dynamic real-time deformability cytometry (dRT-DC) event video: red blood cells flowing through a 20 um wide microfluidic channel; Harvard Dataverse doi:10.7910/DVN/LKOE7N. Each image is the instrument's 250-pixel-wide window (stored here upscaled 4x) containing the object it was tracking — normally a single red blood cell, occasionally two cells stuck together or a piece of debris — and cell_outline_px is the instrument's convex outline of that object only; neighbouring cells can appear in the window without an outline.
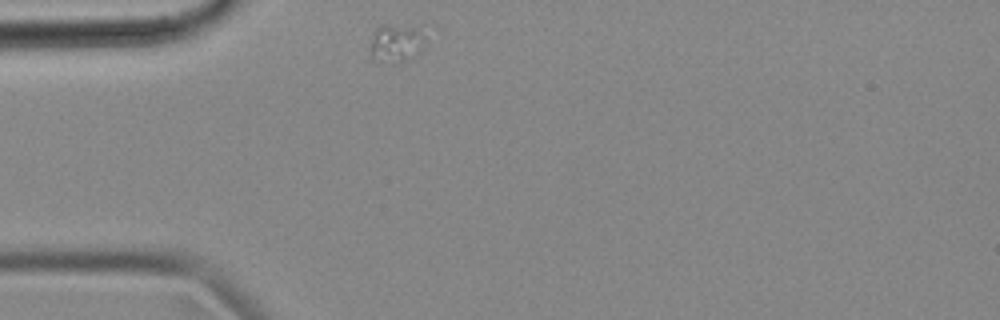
{"species": "common noctule bat (a hibernating species)", "species_latin": "Nyctalus noctula", "temperature_condition": "cold", "stored_images_in_passage": 4, "camera_frame_rate_fps": 3000, "um_per_image_px": 0.085, "animal": {"sex": "female", "body_mass_g": 18.4}, "frame": {"image": 1, "passage_image": 1, "time_ms": 0.0, "image_size_px": [1000, 320], "cell_outline_px": [[424, 40], [420, 52], [396, 64], [392, 64], [376, 60], [372, 56], [372, 36], [376, 28], [384, 24], [388, 24], [416, 28], [424, 36]], "centroid_in_image_um": [33.65, 3.68], "position_along_channel_um": 51.4, "area_um2": 11.85}}